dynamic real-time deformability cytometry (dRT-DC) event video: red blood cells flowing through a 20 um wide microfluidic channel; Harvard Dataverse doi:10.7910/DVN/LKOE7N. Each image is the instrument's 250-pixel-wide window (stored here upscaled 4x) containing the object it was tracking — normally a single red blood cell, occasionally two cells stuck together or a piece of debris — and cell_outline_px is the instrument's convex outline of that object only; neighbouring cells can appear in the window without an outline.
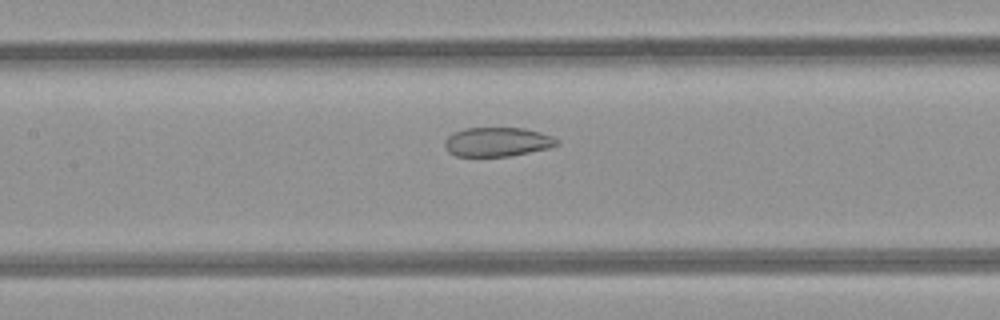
{"species": "common noctule bat (a hibernating species)", "species_latin": "Nyctalus noctula", "temperature_condition": "room temperature", "stored_images_in_passage": 8, "camera_frame_rate_fps": 3000, "um_per_image_px": 0.085, "animal": {"sex": "female", "body_mass_g": 21.9}, "frame": {"image": 1, "passage_image": 8, "time_ms": 9.0, "image_size_px": [1000, 320], "cell_outline_px": [[560, 144], [548, 148], [508, 156], [456, 156], [448, 152], [444, 144], [448, 136], [464, 128], [524, 128], [540, 132], [552, 136], [560, 140]], "centroid_in_image_um": [42.29, 12.06], "position_along_channel_um": 165.1, "area_um2": 18.96}}